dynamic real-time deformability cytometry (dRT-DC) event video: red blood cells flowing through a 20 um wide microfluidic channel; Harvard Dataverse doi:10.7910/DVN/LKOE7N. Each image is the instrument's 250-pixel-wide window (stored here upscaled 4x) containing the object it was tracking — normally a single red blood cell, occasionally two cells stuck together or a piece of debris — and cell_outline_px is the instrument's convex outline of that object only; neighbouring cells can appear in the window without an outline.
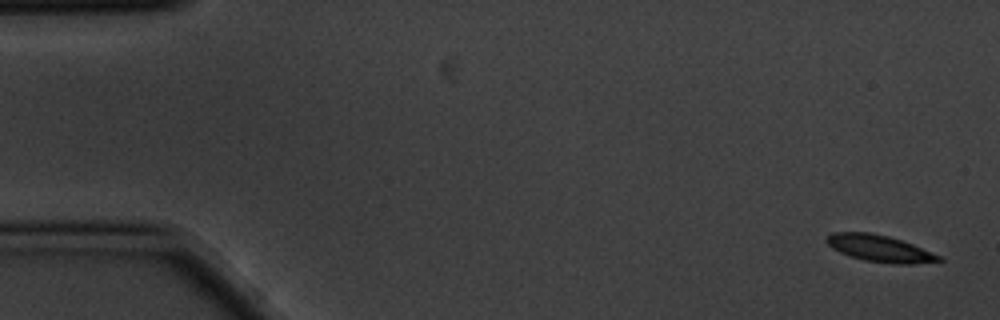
{"species": "common noctule bat (a hibernating species)", "species_latin": "Nyctalus noctula", "temperature_condition": "cold", "stored_images_in_passage": 6, "segment_of_instrument_passage": [1, 2], "camera_frame_rate_fps": 3000, "um_per_image_px": 0.085, "animal": {"sex": "male", "body_mass_g": 20.1, "forearm_length_mm": 53.5}, "frame": {"image": 1, "passage_image": 1, "time_ms": 0.0, "image_size_px": [1000, 320], "cell_outline_px": [[944, 260], [912, 264], [892, 264], [864, 260], [840, 252], [832, 248], [824, 240], [832, 232], [868, 232], [888, 236], [912, 244], [940, 256]], "centroid_in_image_um": [74.74, 21.11], "position_along_channel_um": 10.3, "area_um2": 17.22}}
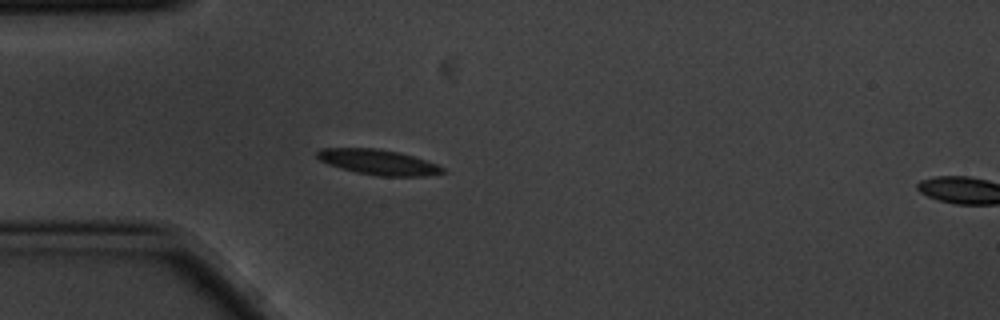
{"frame": {"image": 2, "passage_image": 5, "time_ms": 1.333, "image_size_px": [1000, 320], "cell_outline_px": [[448, 172], [428, 176], [380, 176], [356, 172], [328, 164], [320, 160], [316, 156], [316, 152], [320, 148], [376, 148], [400, 152], [436, 164], [444, 168]], "centroid_in_image_um": [32.17, 13.78], "position_along_channel_um": 52.8, "area_um2": 18.44}}